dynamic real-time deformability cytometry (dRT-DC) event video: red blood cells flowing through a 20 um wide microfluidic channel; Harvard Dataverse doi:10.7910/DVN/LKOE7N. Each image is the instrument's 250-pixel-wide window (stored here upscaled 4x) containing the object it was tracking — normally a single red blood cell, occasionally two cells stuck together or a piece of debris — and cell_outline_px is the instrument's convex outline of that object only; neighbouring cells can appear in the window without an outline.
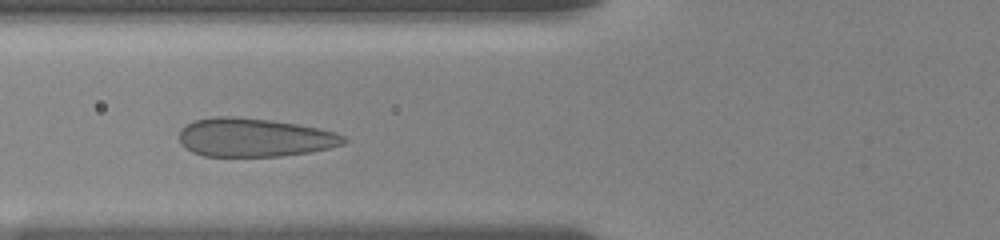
{"species": "human", "species_latin": "Homo sapiens", "temperature_condition": "room temperature", "stored_images_in_passage": 19, "camera_frame_rate_fps": 3000, "um_per_image_px": 0.085, "donor": {"sex": "female"}, "frame": {"image": 1, "passage_image": 6, "time_ms": 3.333, "image_size_px": [1000, 240], "cell_outline_px": [[348, 140], [344, 144], [312, 152], [280, 156], [204, 156], [192, 152], [184, 148], [180, 144], [180, 132], [188, 124], [196, 120], [212, 116], [232, 116], [272, 120], [296, 124], [336, 132], [344, 136]], "centroid_in_image_um": [21.62, 11.69], "position_along_channel_um": 104.2, "area_um2": 36.99}}
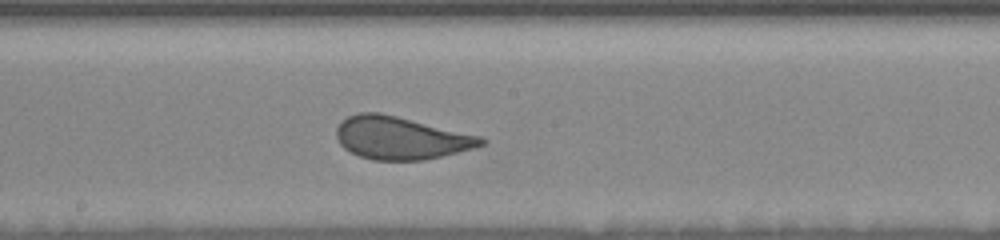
{"frame": {"image": 2, "passage_image": 11, "time_ms": 6.333, "image_size_px": [1000, 240], "cell_outline_px": [[488, 140], [484, 144], [472, 148], [424, 160], [372, 160], [360, 156], [344, 148], [340, 144], [336, 136], [336, 128], [340, 120], [356, 112], [380, 112], [480, 136]], "centroid_in_image_um": [34.01, 11.71], "position_along_channel_um": 214.2, "area_um2": 35.84}}
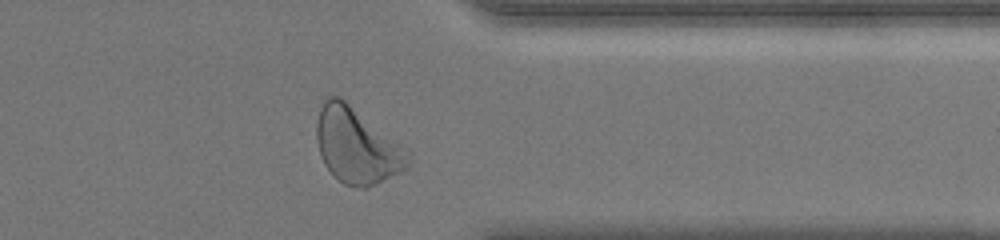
{"frame": {"image": 3, "passage_image": 18, "time_ms": 11.0, "image_size_px": [1000, 240], "cell_outline_px": [[412, 156], [408, 168], [368, 188], [364, 188], [344, 184], [324, 164], [320, 156], [316, 140], [316, 124], [320, 108], [324, 100], [328, 96], [340, 96], [412, 152]], "centroid_in_image_um": [30.36, 12.38], "position_along_channel_um": 381.0, "area_um2": 40.46}, "authors_computed_cell_mechanics": {"area_um2": 36.703, "velocity_mm_per_s": 3.6514, "shape_relaxation_time_tau1_ms": 3.5041, "shape_relaxation_time_tau2_ms": null, "deformation_change_tau1": 0.1337, "deformation_change_tau2": null}}